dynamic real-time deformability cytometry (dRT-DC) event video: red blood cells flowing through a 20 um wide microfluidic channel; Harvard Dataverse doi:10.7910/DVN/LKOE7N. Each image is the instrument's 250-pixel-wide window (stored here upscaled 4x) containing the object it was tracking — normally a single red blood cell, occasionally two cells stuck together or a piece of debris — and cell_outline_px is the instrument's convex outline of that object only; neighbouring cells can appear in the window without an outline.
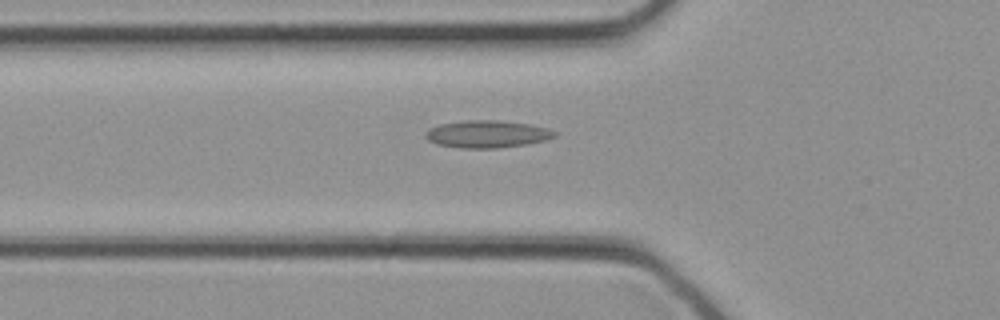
{"species": "common noctule bat (a hibernating species)", "species_latin": "Nyctalus noctula", "temperature_condition": "cold", "stored_images_in_passage": 27, "camera_frame_rate_fps": 3000, "um_per_image_px": 0.085, "animal": {"sex": "female", "body_mass_g": 21.9}, "frame": {"image": 1, "passage_image": 6, "time_ms": 1.667, "image_size_px": [1000, 320], "cell_outline_px": [[556, 136], [548, 140], [528, 144], [496, 148], [460, 148], [436, 144], [428, 140], [424, 136], [424, 132], [440, 124], [464, 120], [500, 120], [528, 124], [548, 128], [556, 132]], "centroid_in_image_um": [41.42, 11.4], "position_along_channel_um": 84.4, "area_um2": 20.69}}
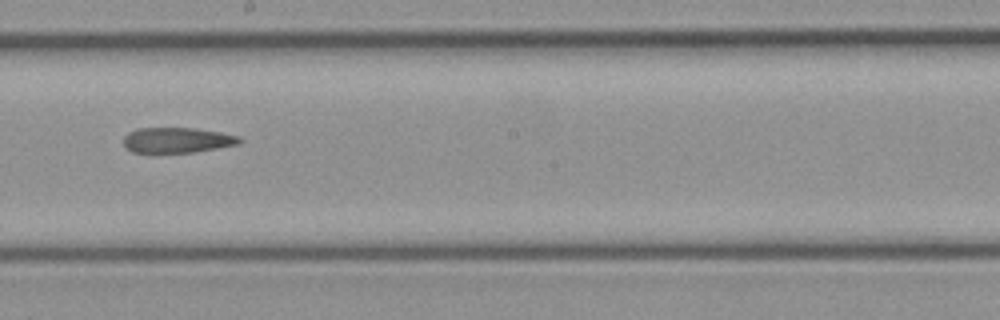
{"frame": {"image": 2, "passage_image": 13, "time_ms": 4.0, "image_size_px": [1000, 320], "cell_outline_px": [[244, 140], [240, 144], [192, 152], [152, 156], [132, 152], [124, 144], [124, 136], [128, 132], [136, 128], [192, 128], [220, 132], [240, 136]], "centroid_in_image_um": [15.01, 11.95], "position_along_channel_um": 233.2, "area_um2": 17.92}}
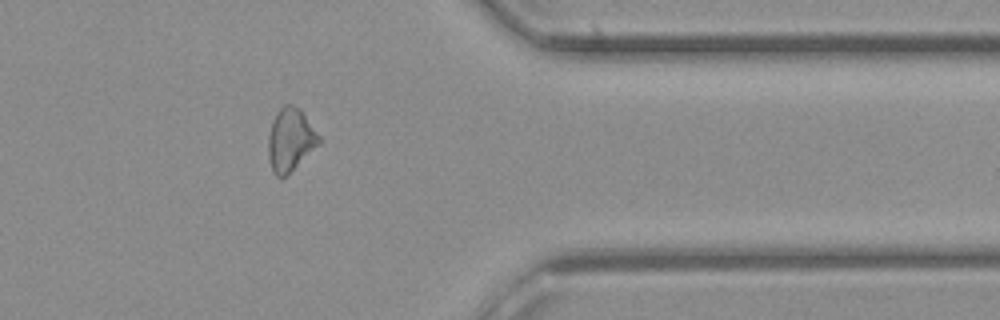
{"frame": {"image": 3, "passage_image": 21, "time_ms": 6.667, "image_size_px": [1000, 320], "cell_outline_px": [[320, 144], [280, 180], [272, 172], [268, 156], [268, 136], [272, 120], [276, 112], [284, 104], [292, 104], [300, 108], [304, 112], [320, 136]], "centroid_in_image_um": [24.67, 11.85], "position_along_channel_um": 386.7, "area_um2": 18.79}}